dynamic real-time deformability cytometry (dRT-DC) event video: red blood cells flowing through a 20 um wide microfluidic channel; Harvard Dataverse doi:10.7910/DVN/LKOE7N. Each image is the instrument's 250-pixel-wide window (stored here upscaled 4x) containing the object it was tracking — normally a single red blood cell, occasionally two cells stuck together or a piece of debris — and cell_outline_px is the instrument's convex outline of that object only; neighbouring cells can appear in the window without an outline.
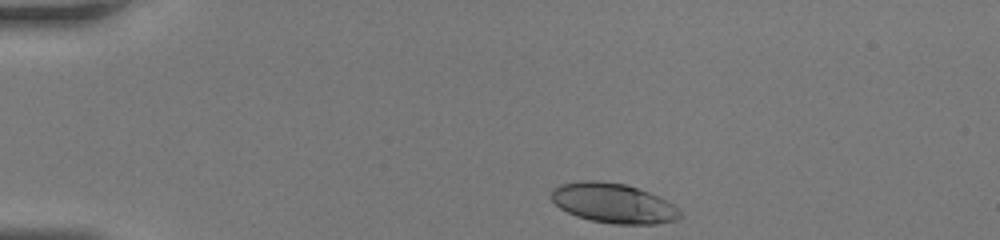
{"species": "human", "species_latin": "Homo sapiens", "temperature_condition": "room temperature", "stored_images_in_passage": 31, "camera_frame_rate_fps": 3000, "um_per_image_px": 0.085, "donor": {"sex": "female"}, "frame": {"image": 1, "passage_image": 1, "time_ms": 0.0, "image_size_px": [1000, 240], "cell_outline_px": [[680, 216], [676, 220], [656, 224], [616, 224], [592, 220], [576, 216], [560, 208], [548, 196], [552, 188], [560, 184], [584, 180], [600, 180], [624, 184], [648, 192], [672, 204], [680, 212]], "centroid_in_image_um": [52.06, 17.26], "position_along_channel_um": 32.9, "area_um2": 29.65}}
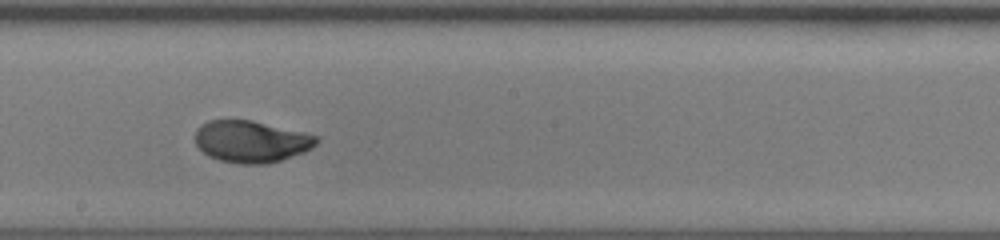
{"frame": {"image": 2, "passage_image": 18, "time_ms": 5.667, "image_size_px": [1000, 240], "cell_outline_px": [[320, 140], [312, 148], [304, 152], [280, 160], [264, 164], [240, 164], [220, 160], [208, 156], [196, 144], [196, 128], [200, 124], [208, 120], [252, 120], [316, 136]], "centroid_in_image_um": [21.32, 12.03], "position_along_channel_um": 226.9, "area_um2": 29.3}}
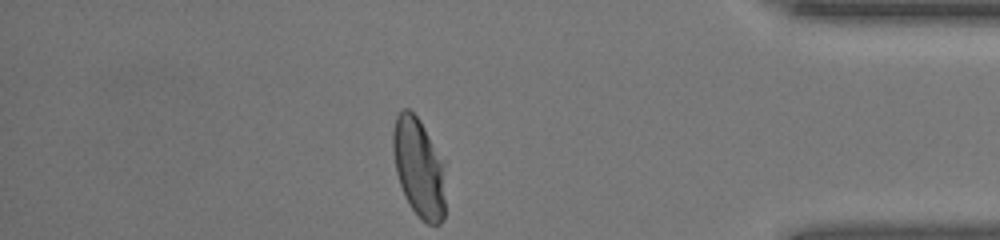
{"frame": {"image": 3, "passage_image": 31, "time_ms": 10.0, "image_size_px": [1000, 240], "cell_outline_px": [[444, 220], [440, 224], [428, 224], [412, 208], [404, 196], [396, 172], [392, 152], [392, 132], [396, 116], [400, 108], [408, 108], [420, 120], [444, 160]], "centroid_in_image_um": [35.59, 14.2], "position_along_channel_um": 399.6, "area_um2": 30.58}}